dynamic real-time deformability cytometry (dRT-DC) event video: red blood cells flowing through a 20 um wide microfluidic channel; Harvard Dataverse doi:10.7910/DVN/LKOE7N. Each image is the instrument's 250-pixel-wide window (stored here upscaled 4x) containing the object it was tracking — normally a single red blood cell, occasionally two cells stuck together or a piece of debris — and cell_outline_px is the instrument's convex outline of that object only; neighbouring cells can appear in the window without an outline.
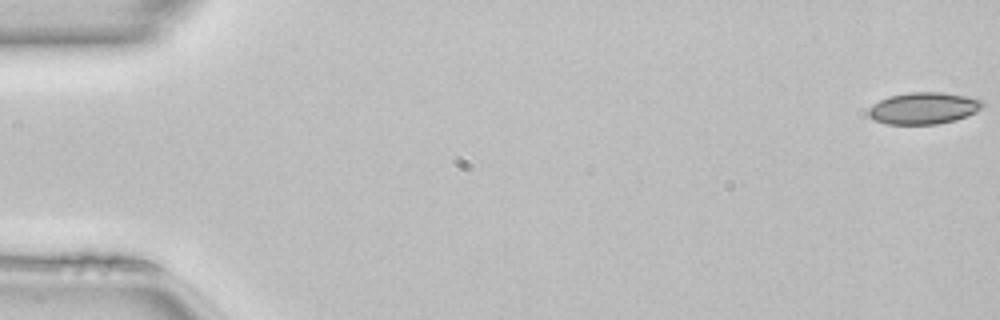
{"species": "common noctule bat (a hibernating species)", "species_latin": "Nyctalus noctula", "temperature_condition": "room temperature", "stored_images_in_passage": 13, "camera_frame_rate_fps": 3000, "um_per_image_px": 0.085, "animal": {"sex": "female", "body_mass_g": 22.7, "forearm_length_mm": 54.2}, "frame": {"image": 1, "passage_image": 1, "time_ms": 0.0, "image_size_px": [1000, 320], "cell_outline_px": [[984, 104], [976, 112], [956, 120], [936, 124], [884, 124], [868, 116], [868, 108], [872, 104], [888, 96], [908, 92], [944, 92], [968, 96], [984, 100]], "centroid_in_image_um": [78.5, 9.19], "position_along_channel_um": 6.5, "area_um2": 21.33}}